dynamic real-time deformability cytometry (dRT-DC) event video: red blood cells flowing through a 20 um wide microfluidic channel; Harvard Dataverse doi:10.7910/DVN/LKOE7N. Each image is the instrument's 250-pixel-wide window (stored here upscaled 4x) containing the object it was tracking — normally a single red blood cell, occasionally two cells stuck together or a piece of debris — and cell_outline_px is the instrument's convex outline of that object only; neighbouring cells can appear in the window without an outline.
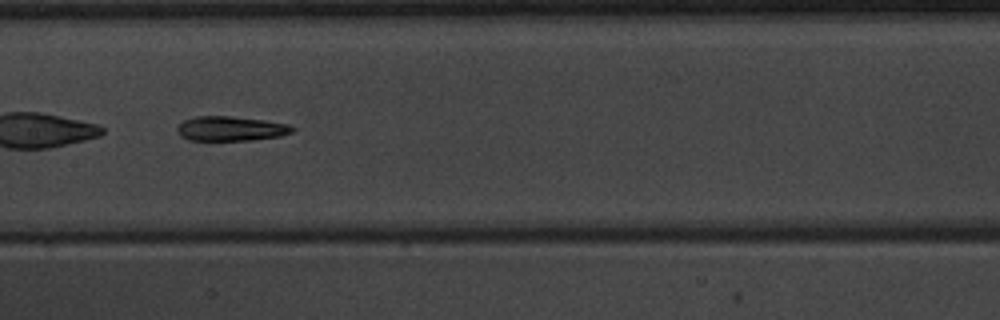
{"species": "common noctule bat (a hibernating species)", "species_latin": "Nyctalus noctula", "temperature_condition": "warm", "stored_images_in_passage": 29, "camera_frame_rate_fps": 3000, "um_per_image_px": 0.085, "animal": {"sex": "male", "body_mass_g": 20.1, "forearm_length_mm": 53.5}, "frame": {"image": 1, "passage_image": 13, "time_ms": 4.0, "image_size_px": [1000, 320], "cell_outline_px": [[296, 128], [292, 132], [280, 136], [252, 140], [188, 140], [180, 136], [176, 132], [176, 128], [184, 120], [196, 116], [232, 116], [264, 120], [288, 124]], "centroid_in_image_um": [19.6, 10.93], "position_along_channel_um": 187.8, "area_um2": 16.59}}
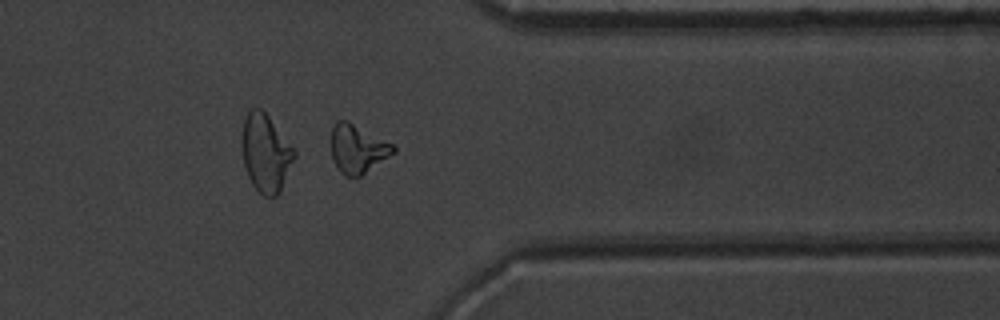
{"frame": {"image": 2, "passage_image": 28, "time_ms": 9.0, "image_size_px": [1000, 320], "cell_outline_px": [[396, 152], [360, 176], [348, 176], [340, 172], [332, 160], [332, 128], [336, 120], [348, 120], [392, 144], [396, 148]], "centroid_in_image_um": [30.39, 12.64], "position_along_channel_um": 381.0, "area_um2": 17.4}, "authors_computed_cell_mechanics": {"area_um2": 16.762, "velocity_mm_per_s": 3.9772, "shape_relaxation_time_tau1_ms": 5.8256, "shape_relaxation_time_tau2_ms": 6.1242, "deformation_change_tau1": 0.2149, "deformation_change_tau2": 0.1809}}